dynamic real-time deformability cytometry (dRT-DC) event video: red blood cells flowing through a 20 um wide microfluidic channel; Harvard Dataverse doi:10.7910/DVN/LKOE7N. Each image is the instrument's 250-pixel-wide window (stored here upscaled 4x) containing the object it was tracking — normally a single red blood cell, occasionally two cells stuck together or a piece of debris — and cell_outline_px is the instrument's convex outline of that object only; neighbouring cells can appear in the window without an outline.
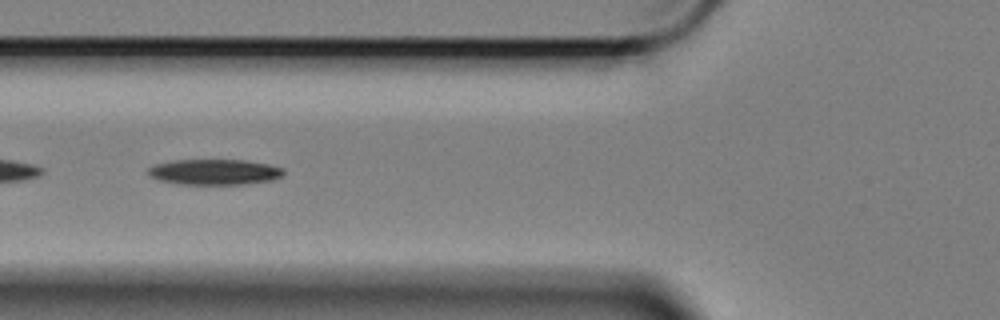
{"species": "Egyptian fruit bat (a non-hibernating species)", "species_latin": "Rousettus aegyptiacus", "temperature_condition": "cold", "stored_images_in_passage": 43, "camera_frame_rate_fps": 3000, "um_per_image_px": 0.085, "animal": {"sex": "female"}, "frame": {"image": 1, "passage_image": 5, "time_ms": 1.333, "image_size_px": [1000, 320], "cell_outline_px": [[284, 176], [272, 180], [244, 184], [180, 184], [160, 180], [148, 176], [148, 168], [156, 164], [176, 160], [244, 160], [268, 164], [284, 168]], "centroid_in_image_um": [18.26, 14.62], "position_along_channel_um": 107.5, "area_um2": 20.17}}
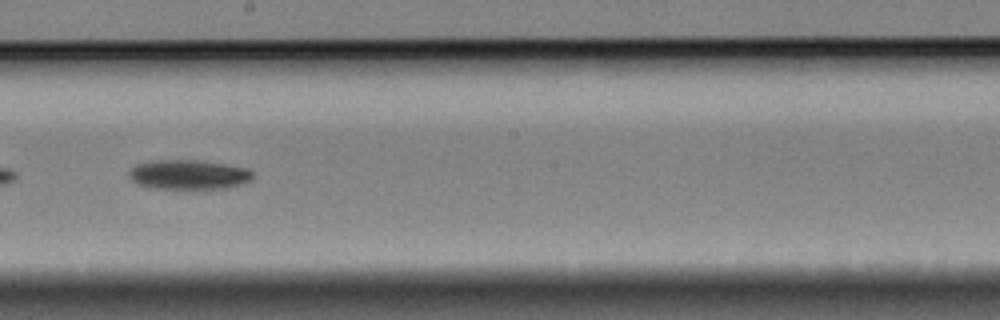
{"frame": {"image": 2, "passage_image": 16, "time_ms": 5.0, "image_size_px": [1000, 320], "cell_outline_px": [[252, 176], [248, 180], [240, 184], [228, 188], [204, 192], [188, 192], [148, 188], [136, 184], [128, 176], [128, 172], [136, 164], [156, 160], [196, 160], [224, 164], [248, 168], [252, 172]], "centroid_in_image_um": [15.99, 14.92], "position_along_channel_um": 232.2, "area_um2": 22.54}}
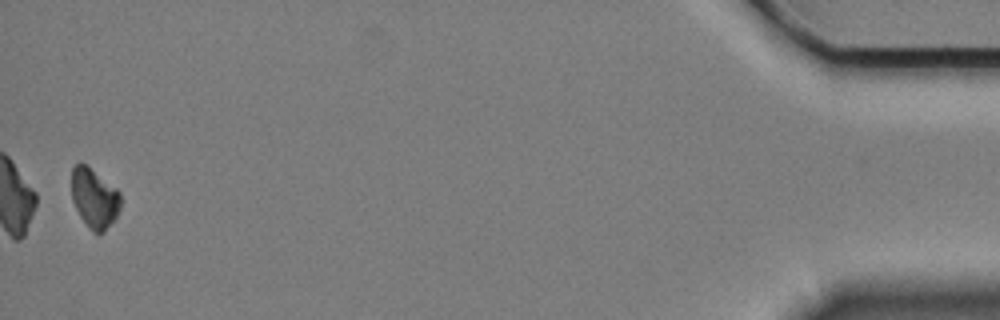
{"frame": {"image": 3, "passage_image": 41, "time_ms": 13.333, "image_size_px": [1000, 320], "cell_outline_px": [[120, 208], [116, 216], [104, 232], [92, 232], [88, 228], [80, 216], [72, 200], [72, 168], [76, 164], [84, 164], [116, 188], [120, 192]], "centroid_in_image_um": [8.01, 16.87], "position_along_channel_um": 427.2, "area_um2": 16.7}}